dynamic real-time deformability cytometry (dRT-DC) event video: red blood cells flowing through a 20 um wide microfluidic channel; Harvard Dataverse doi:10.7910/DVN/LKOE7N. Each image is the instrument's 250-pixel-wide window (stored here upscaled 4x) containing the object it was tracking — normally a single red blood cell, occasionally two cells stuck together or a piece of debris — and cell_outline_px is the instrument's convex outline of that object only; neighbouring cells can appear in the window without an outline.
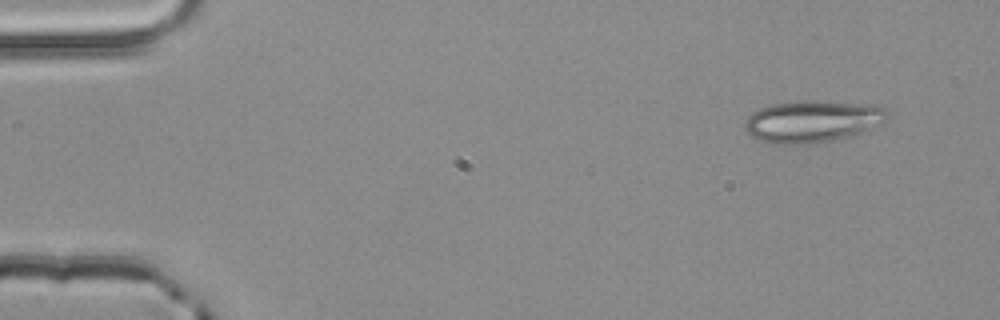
{"species": "common noctule bat (a hibernating species)", "species_latin": "Nyctalus noctula", "temperature_condition": "room temperature", "stored_images_in_passage": 3, "camera_frame_rate_fps": 3000, "um_per_image_px": 0.085, "animal": {"sex": "male", "body_mass_g": 20.4}, "frame": {"image": 1, "passage_image": 1, "time_ms": 0.0, "image_size_px": [1000, 320], "cell_outline_px": [[892, 116], [884, 124], [860, 132], [828, 140], [808, 144], [772, 144], [756, 140], [744, 128], [744, 124], [748, 116], [752, 112], [760, 108], [772, 104], [804, 100], [812, 100], [880, 104], [888, 108]], "centroid_in_image_um": [69.13, 10.29], "position_along_channel_um": 15.9, "area_um2": 35.43}}